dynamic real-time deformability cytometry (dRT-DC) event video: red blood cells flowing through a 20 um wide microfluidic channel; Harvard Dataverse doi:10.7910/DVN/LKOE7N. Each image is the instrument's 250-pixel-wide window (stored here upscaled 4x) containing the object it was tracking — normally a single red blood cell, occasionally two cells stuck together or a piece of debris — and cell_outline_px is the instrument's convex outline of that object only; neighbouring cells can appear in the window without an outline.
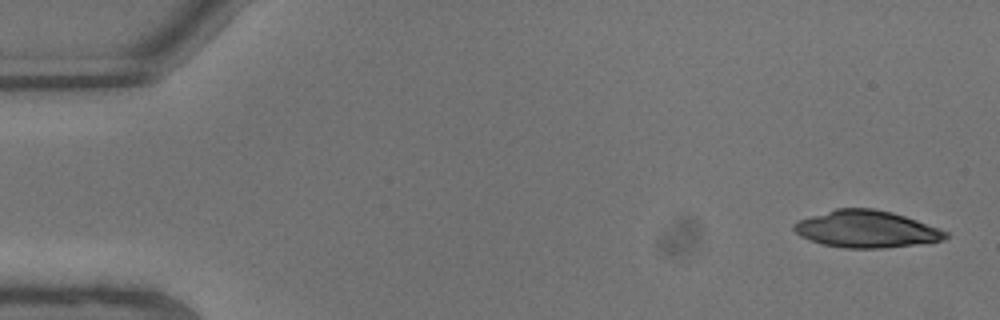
{"species": "common noctule bat (a hibernating species)", "species_latin": "Nyctalus noctula", "temperature_condition": "warm", "stored_images_in_passage": 6, "camera_frame_rate_fps": 3000, "um_per_image_px": 0.085, "animal": {"sex": "male", "body_mass_g": 13.3}, "frame": {"image": 1, "passage_image": 1, "time_ms": 0.0, "image_size_px": [1000, 320], "cell_outline_px": [[948, 236], [944, 240], [884, 248], [844, 248], [824, 244], [808, 240], [800, 236], [792, 228], [792, 224], [796, 220], [836, 208], [872, 208], [892, 212], [940, 228], [948, 232]], "centroid_in_image_um": [73.6, 19.47], "position_along_channel_um": 11.4, "area_um2": 32.71}}
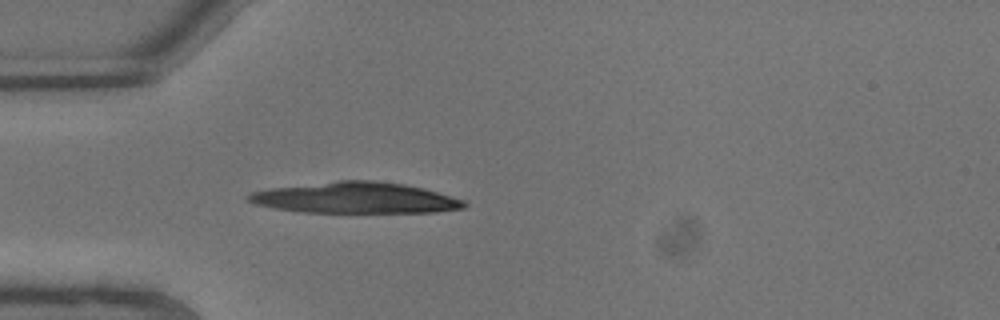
{"frame": {"image": 2, "passage_image": 6, "time_ms": 1.667, "image_size_px": [1000, 320], "cell_outline_px": [[468, 204], [464, 208], [436, 212], [300, 212], [272, 208], [256, 204], [248, 200], [244, 196], [252, 192], [268, 188], [340, 180], [376, 180], [404, 184], [424, 188], [464, 200]], "centroid_in_image_um": [30.19, 16.81], "position_along_channel_um": 54.8, "area_um2": 39.13}}